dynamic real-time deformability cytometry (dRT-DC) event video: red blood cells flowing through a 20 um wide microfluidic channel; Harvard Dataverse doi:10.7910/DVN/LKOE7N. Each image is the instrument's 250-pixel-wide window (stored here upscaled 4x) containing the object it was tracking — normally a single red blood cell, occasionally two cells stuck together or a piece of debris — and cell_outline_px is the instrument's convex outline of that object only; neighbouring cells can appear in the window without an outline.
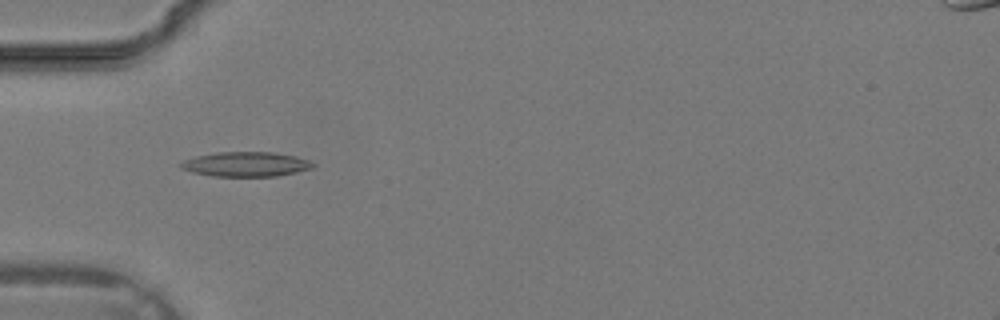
{"species": "common noctule bat (a hibernating species)", "species_latin": "Nyctalus noctula", "temperature_condition": "warm", "stored_images_in_passage": 26, "camera_frame_rate_fps": 3000, "um_per_image_px": 0.085, "animal": {"sex": "male", "body_mass_g": 19.2, "forearm_length_mm": 51.8}, "frame": {"image": 1, "passage_image": 2, "time_ms": 0.333, "image_size_px": [1000, 320], "cell_outline_px": [[316, 164], [312, 168], [296, 172], [276, 176], [212, 176], [192, 172], [180, 168], [180, 164], [184, 160], [196, 156], [216, 152], [272, 152], [296, 156], [308, 160]], "centroid_in_image_um": [20.9, 13.95], "position_along_channel_um": 64.1, "area_um2": 18.96}}
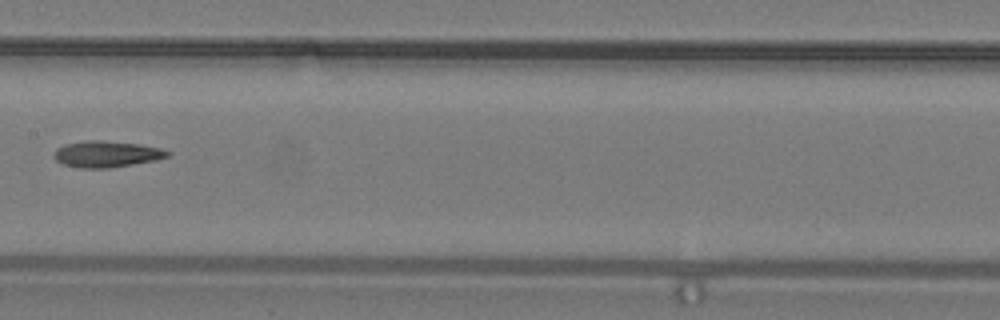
{"frame": {"image": 2, "passage_image": 9, "time_ms": 2.667, "image_size_px": [1000, 320], "cell_outline_px": [[172, 152], [168, 156], [156, 160], [108, 168], [80, 168], [64, 164], [56, 160], [52, 156], [56, 148], [64, 144], [84, 140], [100, 140], [136, 144], [160, 148]], "centroid_in_image_um": [9.01, 13.09], "position_along_channel_um": 198.4, "area_um2": 17.34}}
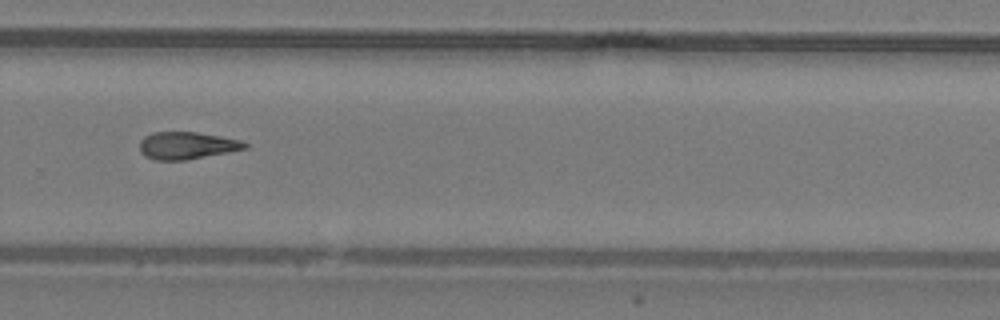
{"frame": {"image": 3, "passage_image": 15, "time_ms": 4.667, "image_size_px": [1000, 320], "cell_outline_px": [[248, 148], [188, 160], [156, 160], [144, 156], [140, 152], [140, 140], [144, 136], [152, 132], [196, 132], [220, 136], [240, 140], [248, 144]], "centroid_in_image_um": [15.86, 12.37], "position_along_channel_um": 313.9, "area_um2": 16.82}}